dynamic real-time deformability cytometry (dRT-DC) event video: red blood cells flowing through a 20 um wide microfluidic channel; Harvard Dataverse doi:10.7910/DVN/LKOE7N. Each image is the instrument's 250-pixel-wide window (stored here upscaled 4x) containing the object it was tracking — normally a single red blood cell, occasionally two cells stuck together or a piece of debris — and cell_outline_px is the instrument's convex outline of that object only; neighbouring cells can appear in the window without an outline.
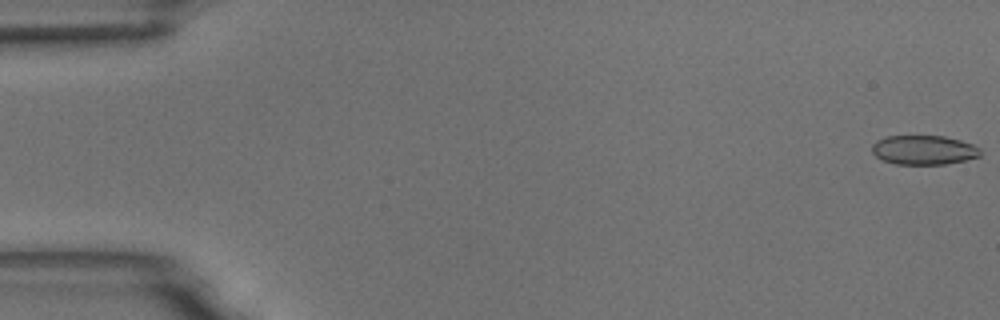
{"species": "common noctule bat (a hibernating species)", "species_latin": "Nyctalus noctula", "temperature_condition": "room temperature", "stored_images_in_passage": 15, "camera_frame_rate_fps": 3000, "um_per_image_px": 0.085, "animal": {"sex": "male", "body_mass_g": 18.8}, "frame": {"image": 1, "passage_image": 1, "time_ms": 0.0, "image_size_px": [1000, 320], "cell_outline_px": [[980, 156], [964, 160], [944, 164], [896, 164], [884, 160], [876, 156], [872, 152], [872, 144], [876, 140], [888, 136], [944, 136], [960, 140], [972, 144], [980, 148]], "centroid_in_image_um": [78.51, 12.74], "position_along_channel_um": 6.5, "area_um2": 18.38}}
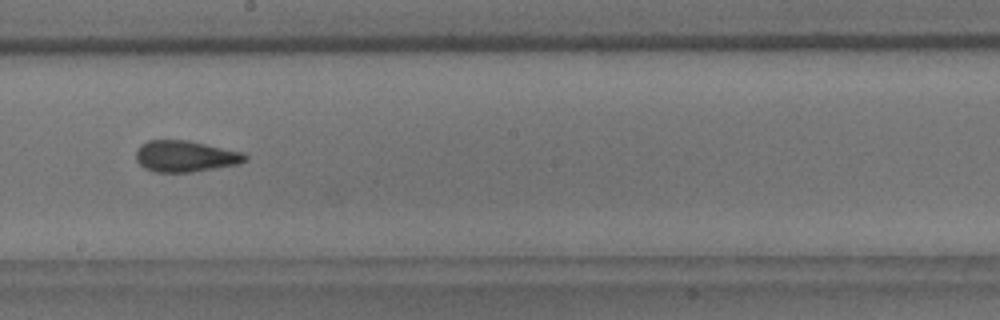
{"frame": {"image": 2, "passage_image": 9, "time_ms": 10.0, "image_size_px": [1000, 320], "cell_outline_px": [[248, 160], [236, 164], [192, 172], [156, 172], [144, 168], [136, 160], [136, 152], [140, 144], [148, 140], [188, 140], [244, 152], [248, 156]], "centroid_in_image_um": [15.75, 13.27], "position_along_channel_um": 232.4, "area_um2": 19.94}}
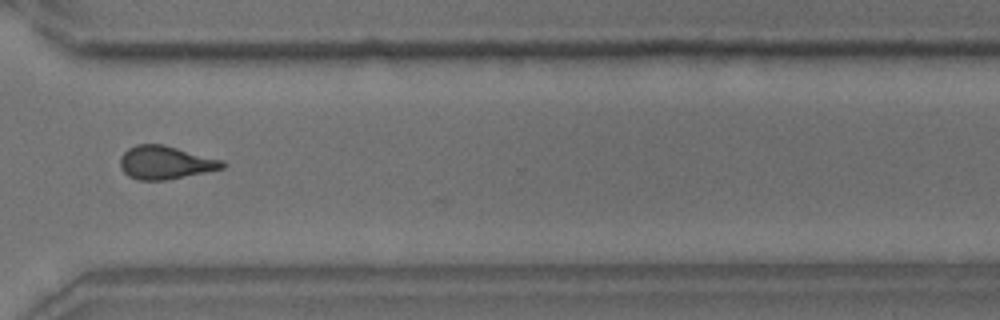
{"frame": {"image": 3, "passage_image": 12, "time_ms": 13.333, "image_size_px": [1000, 320], "cell_outline_px": [[228, 164], [224, 168], [164, 180], [140, 180], [128, 176], [120, 168], [120, 156], [128, 148], [136, 144], [164, 144], [224, 160]], "centroid_in_image_um": [14.06, 13.8], "position_along_channel_um": 356.5, "area_um2": 19.88}, "authors_computed_cell_mechanics": {"area_um2": 19.3052, "velocity_mm_per_s": 3.7244, "shape_relaxation_time_tau1_ms": 8.3368, "shape_relaxation_time_tau2_ms": 1.6046, "deformation_change_tau1": 0.1494, "deformation_change_tau2": 0.0635}}